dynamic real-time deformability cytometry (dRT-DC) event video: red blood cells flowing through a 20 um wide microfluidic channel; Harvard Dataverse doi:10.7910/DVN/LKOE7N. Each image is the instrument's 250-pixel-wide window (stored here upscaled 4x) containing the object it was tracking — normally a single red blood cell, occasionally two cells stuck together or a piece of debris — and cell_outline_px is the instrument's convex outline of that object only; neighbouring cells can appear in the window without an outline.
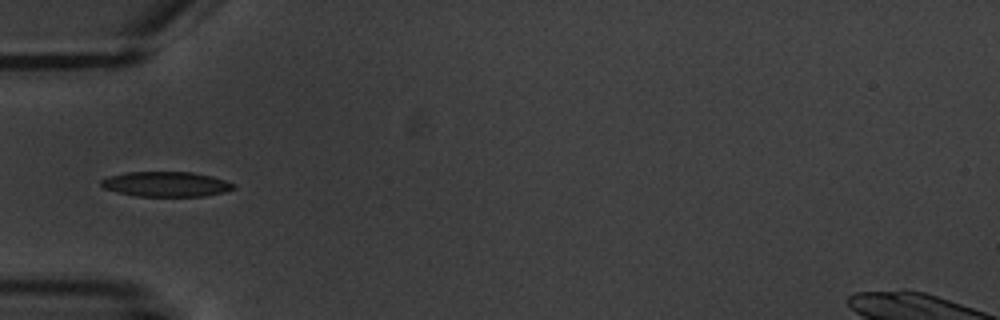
{"species": "common noctule bat (a hibernating species)", "species_latin": "Nyctalus noctula", "temperature_condition": "warm", "stored_images_in_passage": 7, "camera_frame_rate_fps": 3000, "um_per_image_px": 0.085, "animal": {"sex": "male", "body_mass_g": 20.1, "forearm_length_mm": 53.5}, "frame": {"image": 1, "passage_image": 5, "time_ms": 4.667, "image_size_px": [1000, 320], "cell_outline_px": [[236, 188], [224, 192], [204, 196], [136, 196], [104, 188], [100, 184], [100, 180], [108, 176], [124, 172], [192, 172], [212, 176], [236, 184]], "centroid_in_image_um": [14.13, 15.64], "position_along_channel_um": 70.9, "area_um2": 19.31}}